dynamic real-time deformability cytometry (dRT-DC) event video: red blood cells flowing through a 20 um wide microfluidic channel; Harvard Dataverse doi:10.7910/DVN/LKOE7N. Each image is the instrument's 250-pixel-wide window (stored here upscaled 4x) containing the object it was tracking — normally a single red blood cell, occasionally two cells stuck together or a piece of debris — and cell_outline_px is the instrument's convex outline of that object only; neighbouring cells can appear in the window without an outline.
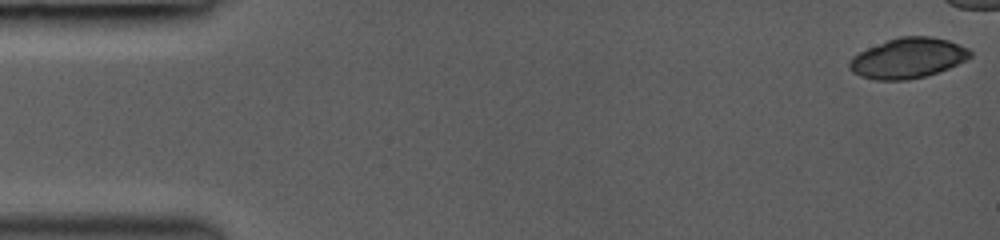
{"species": "common noctule bat (a hibernating species)", "species_latin": "Nyctalus noctula", "temperature_condition": "room temperature", "stored_images_in_passage": 18, "camera_frame_rate_fps": 3000, "um_per_image_px": 0.085, "animal": {"sex": "female", "body_mass_g": 19.0, "forearm_length_mm": 53.3}, "frame": {"image": 1, "passage_image": 1, "time_ms": 0.0, "image_size_px": [1000, 240], "cell_outline_px": [[972, 56], [968, 60], [948, 68], [924, 76], [908, 80], [876, 80], [860, 76], [852, 72], [848, 68], [848, 64], [852, 56], [868, 48], [888, 40], [900, 36], [932, 36], [948, 40], [968, 48], [972, 52]], "centroid_in_image_um": [77.18, 4.94], "position_along_channel_um": 7.8, "area_um2": 28.32}}